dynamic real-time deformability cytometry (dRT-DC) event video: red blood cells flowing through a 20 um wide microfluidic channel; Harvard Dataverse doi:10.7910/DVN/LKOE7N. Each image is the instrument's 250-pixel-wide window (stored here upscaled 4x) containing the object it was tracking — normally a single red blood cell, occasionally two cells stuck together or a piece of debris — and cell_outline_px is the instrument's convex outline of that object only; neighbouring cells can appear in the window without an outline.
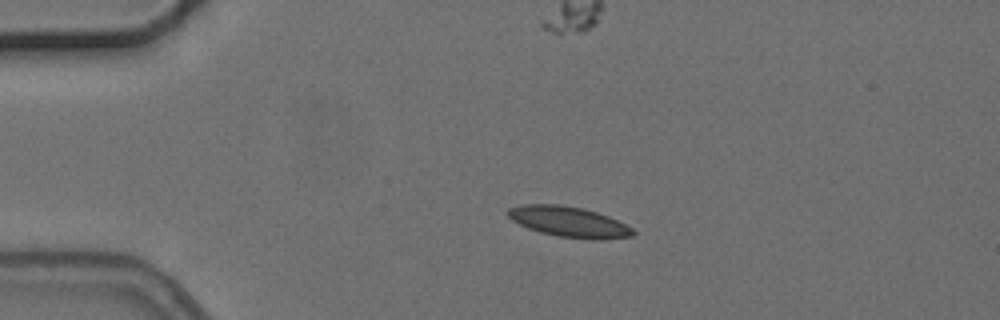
{"species": "common noctule bat (a hibernating species)", "species_latin": "Nyctalus noctula", "temperature_condition": "cold", "stored_images_in_passage": 8, "segment_of_instrument_passage": [1, 2], "camera_frame_rate_fps": 3000, "um_per_image_px": 0.085, "animal": {"sex": "female", "body_mass_g": 24.6, "forearm_length_mm": 56.2}, "frame": {"image": 1, "passage_image": 3, "time_ms": 2.333, "image_size_px": [1000, 320], "cell_outline_px": [[636, 232], [632, 236], [592, 240], [556, 236], [540, 232], [528, 228], [512, 220], [504, 212], [508, 208], [524, 204], [560, 204], [584, 208], [608, 216], [632, 228]], "centroid_in_image_um": [48.31, 18.84], "position_along_channel_um": 36.7, "area_um2": 22.25}}